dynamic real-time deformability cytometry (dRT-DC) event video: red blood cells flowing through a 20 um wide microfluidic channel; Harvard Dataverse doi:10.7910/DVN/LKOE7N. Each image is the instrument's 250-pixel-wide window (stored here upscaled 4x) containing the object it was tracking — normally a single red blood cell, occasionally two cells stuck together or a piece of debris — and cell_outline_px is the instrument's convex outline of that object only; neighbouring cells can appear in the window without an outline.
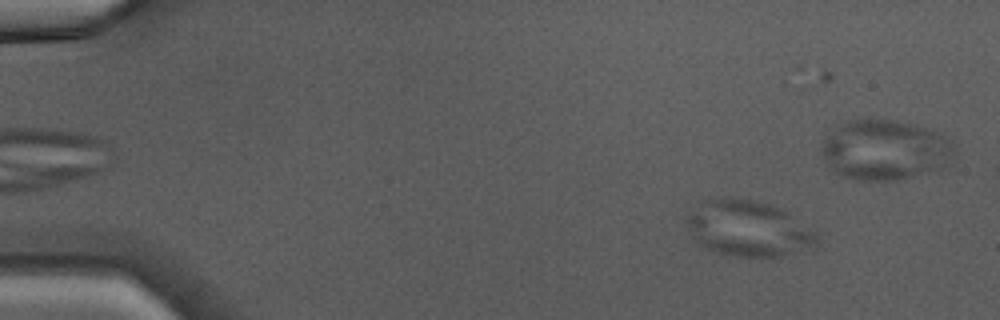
{"species": "Egyptian fruit bat (a non-hibernating species)", "species_latin": "Rousettus aegyptiacus", "temperature_condition": "warm", "stored_images_in_passage": 12, "camera_frame_rate_fps": 3000, "um_per_image_px": 0.085, "animal": {"sex": "male"}, "frame": {"image": 1, "passage_image": 6, "time_ms": 1.667, "image_size_px": [1000, 320], "cell_outline_px": [[820, 244], [812, 248], [780, 256], [732, 256], [716, 252], [704, 248], [692, 236], [688, 228], [684, 216], [704, 200], [724, 196], [728, 196], [752, 200], [768, 204], [784, 212], [816, 232]], "centroid_in_image_um": [63.55, 19.42], "position_along_channel_um": 21.4, "area_um2": 42.14}}